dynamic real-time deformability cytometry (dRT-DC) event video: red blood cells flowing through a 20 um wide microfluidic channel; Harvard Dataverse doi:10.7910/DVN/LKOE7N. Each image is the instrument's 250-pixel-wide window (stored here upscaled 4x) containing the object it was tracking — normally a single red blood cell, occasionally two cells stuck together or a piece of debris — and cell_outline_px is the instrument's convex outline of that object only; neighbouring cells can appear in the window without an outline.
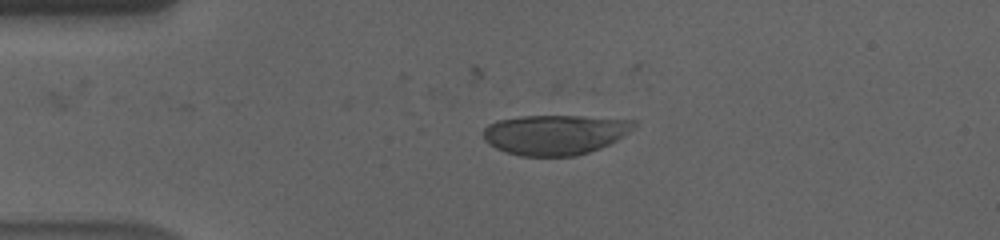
{"species": "human", "species_latin": "Homo sapiens", "temperature_condition": "cold", "stored_images_in_passage": 41, "camera_frame_rate_fps": 3000, "um_per_image_px": 0.085, "donor": {"sex": "male"}, "frame": {"image": 1, "passage_image": 4, "time_ms": 1.0, "image_size_px": [1000, 240], "cell_outline_px": [[636, 124], [628, 132], [616, 140], [600, 148], [576, 156], [520, 156], [504, 152], [488, 144], [484, 140], [484, 128], [488, 124], [496, 120], [520, 116], [584, 116], [636, 120]], "centroid_in_image_um": [47.14, 11.44], "position_along_channel_um": 37.9, "area_um2": 35.2}}
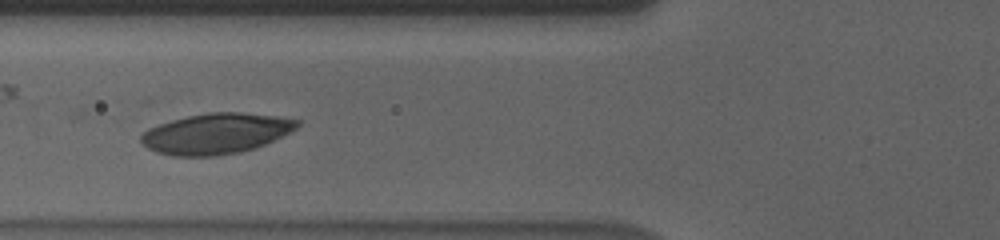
{"frame": {"image": 2, "passage_image": 12, "time_ms": 3.667, "image_size_px": [1000, 240], "cell_outline_px": [[300, 124], [296, 128], [256, 148], [240, 152], [216, 156], [172, 156], [156, 152], [148, 148], [140, 140], [140, 136], [148, 128], [172, 120], [188, 116], [208, 112], [244, 112], [276, 116], [300, 120]], "centroid_in_image_um": [18.34, 11.35], "position_along_channel_um": 107.5, "area_um2": 36.76}}
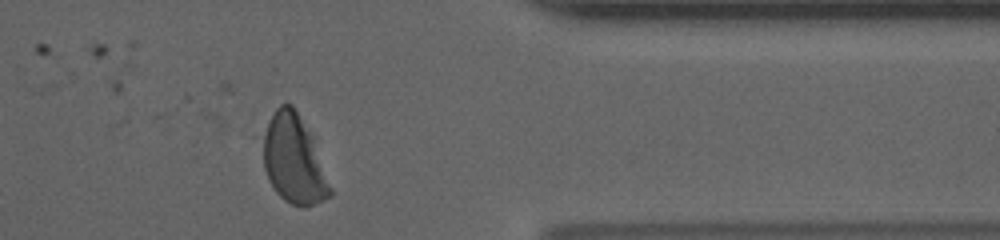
{"frame": {"image": 3, "passage_image": 37, "time_ms": 12.0, "image_size_px": [1000, 240], "cell_outline_px": [[332, 196], [324, 200], [312, 204], [292, 204], [284, 200], [276, 192], [268, 180], [264, 168], [264, 132], [268, 116], [280, 104], [292, 104], [312, 136], [332, 188]], "centroid_in_image_um": [24.96, 13.52], "position_along_channel_um": 386.4, "area_um2": 34.33}, "authors_computed_cell_mechanics": {"area_um2": 36.7608, "velocity_mm_per_s": 3.5408, "shape_relaxation_time_tau1_ms": 5.1938, "shape_relaxation_time_tau2_ms": null, "deformation_change_tau1": 0.2266, "deformation_change_tau2": null}}